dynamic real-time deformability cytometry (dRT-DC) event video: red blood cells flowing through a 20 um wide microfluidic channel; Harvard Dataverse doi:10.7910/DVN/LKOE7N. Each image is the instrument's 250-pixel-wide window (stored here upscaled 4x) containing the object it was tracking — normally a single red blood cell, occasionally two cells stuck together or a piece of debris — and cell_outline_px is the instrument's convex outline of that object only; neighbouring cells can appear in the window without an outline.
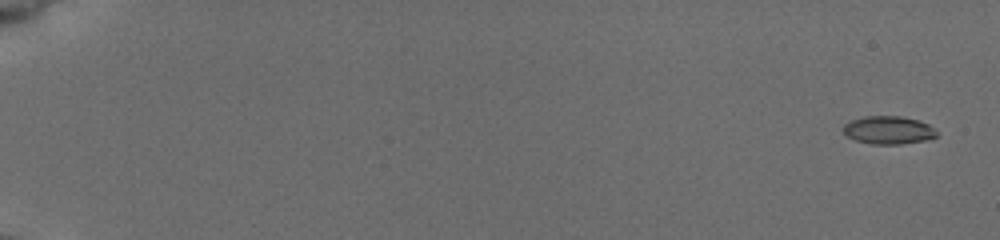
{"species": "common noctule bat (a hibernating species)", "species_latin": "Nyctalus noctula", "temperature_condition": "cold", "stored_images_in_passage": 55, "camera_frame_rate_fps": 3000, "um_per_image_px": 0.085, "animal": {"sex": "female", "body_mass_g": 19.5, "forearm_length_mm": 54.1}, "frame": {"image": 1, "passage_image": 2, "time_ms": 0.333, "image_size_px": [1000, 240], "cell_outline_px": [[936, 136], [928, 140], [900, 144], [872, 144], [856, 140], [848, 136], [844, 132], [844, 124], [852, 120], [864, 116], [900, 116], [920, 120], [928, 124], [936, 132]], "centroid_in_image_um": [75.53, 11.05], "position_along_channel_um": 9.5, "area_um2": 15.14}}
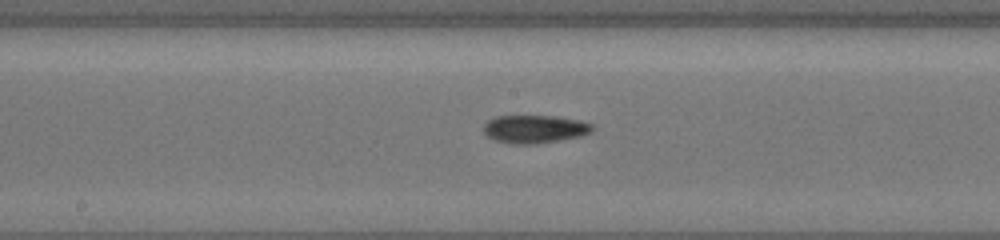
{"frame": {"image": 2, "passage_image": 32, "time_ms": 10.333, "image_size_px": [1000, 240], "cell_outline_px": [[592, 132], [580, 136], [536, 144], [512, 144], [496, 140], [488, 136], [484, 132], [484, 124], [488, 120], [496, 116], [552, 116], [580, 120], [592, 124]], "centroid_in_image_um": [45.44, 10.97], "position_along_channel_um": 202.8, "area_um2": 17.63}}
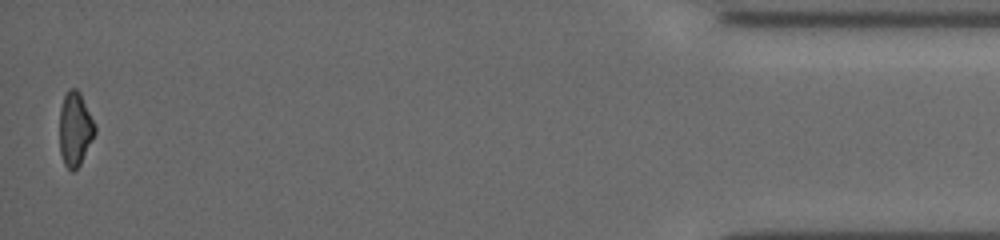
{"frame": {"image": 3, "passage_image": 55, "time_ms": 18.0, "image_size_px": [1000, 240], "cell_outline_px": [[96, 132], [80, 164], [72, 172], [64, 164], [60, 152], [60, 108], [64, 96], [68, 88], [76, 88], [80, 92], [96, 124]], "centroid_in_image_um": [6.39, 10.94], "position_along_channel_um": 428.8, "area_um2": 15.32}, "authors_computed_cell_mechanics": {"area_um2": 16.2996, "velocity_mm_per_s": 3.8963, "shape_relaxation_time_tau1_ms": 8.8943, "shape_relaxation_time_tau2_ms": null, "deformation_change_tau1": 0.2014, "deformation_change_tau2": null}}